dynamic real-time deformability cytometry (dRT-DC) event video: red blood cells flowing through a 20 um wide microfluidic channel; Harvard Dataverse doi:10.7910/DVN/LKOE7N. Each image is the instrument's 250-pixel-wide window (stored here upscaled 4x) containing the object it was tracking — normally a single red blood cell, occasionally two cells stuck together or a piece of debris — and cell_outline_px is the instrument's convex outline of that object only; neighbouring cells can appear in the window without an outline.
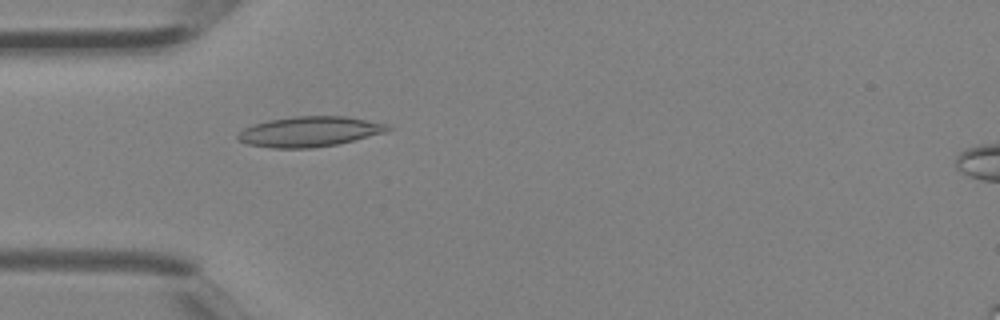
{"species": "Egyptian fruit bat (a non-hibernating species)", "species_latin": "Rousettus aegyptiacus", "temperature_condition": "room temperature", "stored_images_in_passage": 3, "camera_frame_rate_fps": 3000, "um_per_image_px": 0.085, "animal": {"sex": "female"}, "frame": {"image": 1, "passage_image": 3, "time_ms": 0.667, "image_size_px": [1000, 320], "cell_outline_px": [[392, 128], [384, 132], [336, 144], [312, 148], [272, 148], [248, 144], [236, 140], [236, 136], [244, 128], [268, 120], [296, 116], [344, 116], [388, 124]], "centroid_in_image_um": [26.26, 11.19], "position_along_channel_um": 58.7, "area_um2": 26.07}}